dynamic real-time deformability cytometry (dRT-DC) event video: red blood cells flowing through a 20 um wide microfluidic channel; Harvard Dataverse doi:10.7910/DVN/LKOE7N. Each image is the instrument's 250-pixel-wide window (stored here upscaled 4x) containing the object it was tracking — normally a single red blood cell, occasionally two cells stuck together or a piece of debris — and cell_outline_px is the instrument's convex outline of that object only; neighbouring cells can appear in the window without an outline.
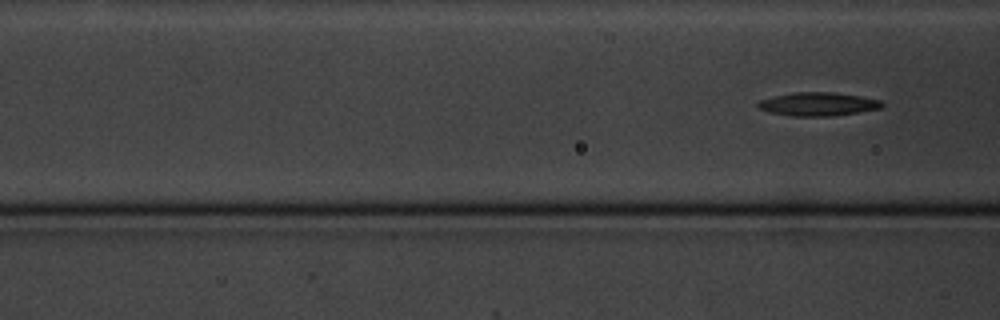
{"species": "common noctule bat (a hibernating species)", "species_latin": "Nyctalus noctula", "temperature_condition": "cold", "stored_images_in_passage": 8, "segment_of_instrument_passage": [2, 2], "camera_frame_rate_fps": 3000, "um_per_image_px": 0.085, "animal": {"sex": "male", "body_mass_g": 20.1, "forearm_length_mm": 53.5}, "frame": {"image": 1, "passage_image": 8, "time_ms": 8.0, "image_size_px": [1000, 320], "cell_outline_px": [[884, 104], [880, 108], [860, 112], [832, 116], [792, 116], [768, 112], [760, 108], [756, 104], [760, 100], [792, 92], [832, 92], [860, 96], [880, 100]], "centroid_in_image_um": [69.53, 8.85], "position_along_channel_um": 97.1, "area_um2": 16.88}}